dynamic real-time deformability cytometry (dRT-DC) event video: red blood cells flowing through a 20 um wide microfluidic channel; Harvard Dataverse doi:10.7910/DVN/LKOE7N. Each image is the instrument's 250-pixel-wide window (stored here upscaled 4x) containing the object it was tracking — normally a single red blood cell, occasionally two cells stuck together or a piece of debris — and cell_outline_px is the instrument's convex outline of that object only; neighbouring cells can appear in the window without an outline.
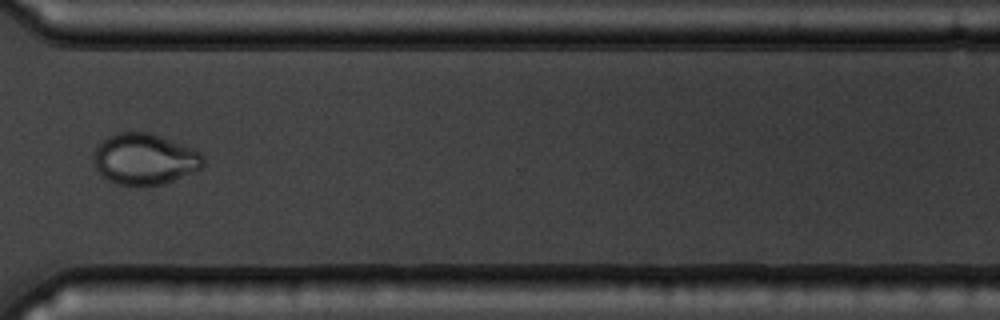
{"species": "common noctule bat (a hibernating species)", "species_latin": "Nyctalus noctula", "temperature_condition": "warm", "stored_images_in_passage": 11, "camera_frame_rate_fps": 3000, "um_per_image_px": 0.085, "animal": {"sex": "male", "body_mass_g": 19.5, "forearm_length_mm": 54.6}, "frame": {"image": 1, "passage_image": 8, "time_ms": 8.0, "image_size_px": [1000, 320], "cell_outline_px": [[204, 164], [196, 172], [160, 184], [136, 188], [116, 184], [108, 180], [96, 168], [92, 152], [96, 144], [108, 136], [116, 132], [148, 132], [192, 148], [200, 152], [204, 156]], "centroid_in_image_um": [12.26, 13.54], "position_along_channel_um": 358.3, "area_um2": 33.06}}
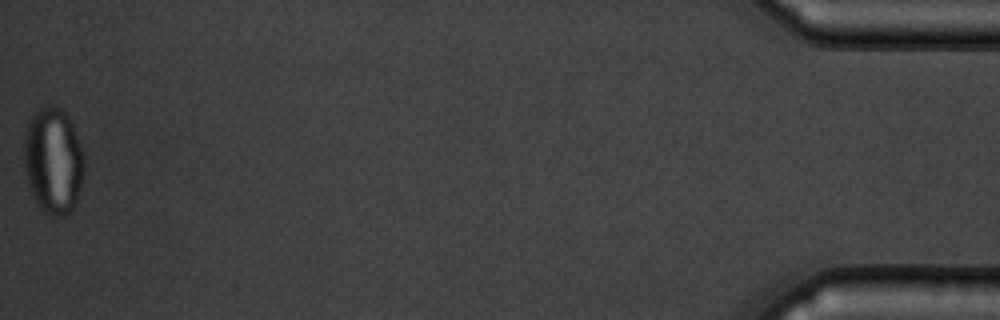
{"frame": {"image": 2, "passage_image": 11, "time_ms": 12.333, "image_size_px": [1000, 320], "cell_outline_px": [[84, 172], [80, 188], [76, 200], [72, 208], [64, 216], [48, 216], [40, 208], [32, 196], [28, 184], [24, 168], [24, 136], [28, 120], [40, 108], [56, 104], [68, 116], [72, 124], [84, 156]], "centroid_in_image_um": [4.51, 13.66], "position_along_channel_um": 430.7, "area_um2": 37.45}}